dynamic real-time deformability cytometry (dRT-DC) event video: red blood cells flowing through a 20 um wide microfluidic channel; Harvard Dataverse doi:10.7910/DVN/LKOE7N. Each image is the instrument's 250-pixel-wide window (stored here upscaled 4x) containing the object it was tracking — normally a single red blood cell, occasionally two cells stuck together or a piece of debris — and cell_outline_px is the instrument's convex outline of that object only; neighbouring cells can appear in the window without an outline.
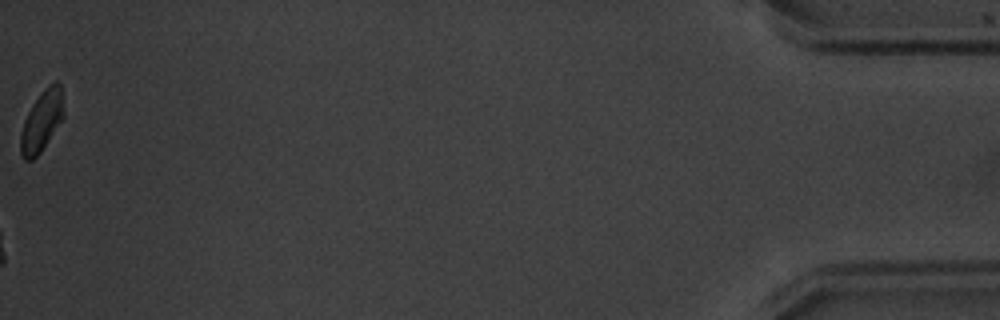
{"species": "common noctule bat (a hibernating species)", "species_latin": "Nyctalus noctula", "temperature_condition": "warm", "stored_images_in_passage": 14, "camera_frame_rate_fps": 3000, "um_per_image_px": 0.085, "animal": {"sex": "male", "body_mass_g": 20.1, "forearm_length_mm": 53.5}, "frame": {"image": 1, "passage_image": 14, "time_ms": 17.333, "image_size_px": [1000, 320], "cell_outline_px": [[64, 116], [40, 152], [32, 160], [24, 160], [20, 152], [20, 132], [24, 120], [32, 104], [40, 92], [48, 84], [56, 80], [60, 84], [64, 112]], "centroid_in_image_um": [3.53, 10.26], "position_along_channel_um": 431.7, "area_um2": 15.2}, "authors_computed_cell_mechanics": {"area_um2": 16.6464, "velocity_mm_per_s": 3.795, "shape_relaxation_time_tau1_ms": 2.9699, "shape_relaxation_time_tau2_ms": 4.5819, "deformation_change_tau1": 0.1424, "deformation_change_tau2": 0.0481}}